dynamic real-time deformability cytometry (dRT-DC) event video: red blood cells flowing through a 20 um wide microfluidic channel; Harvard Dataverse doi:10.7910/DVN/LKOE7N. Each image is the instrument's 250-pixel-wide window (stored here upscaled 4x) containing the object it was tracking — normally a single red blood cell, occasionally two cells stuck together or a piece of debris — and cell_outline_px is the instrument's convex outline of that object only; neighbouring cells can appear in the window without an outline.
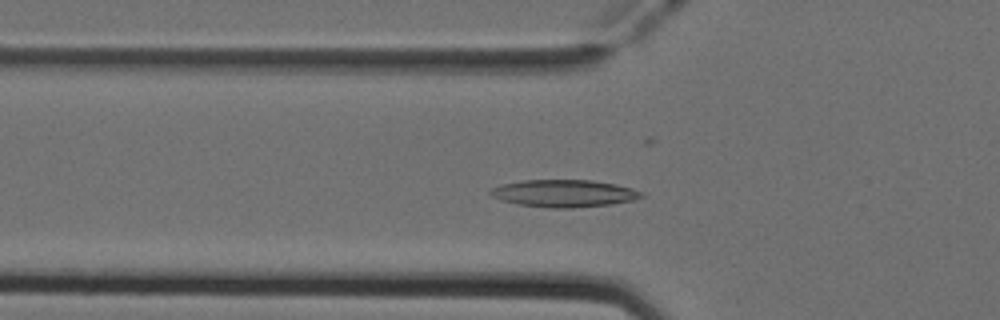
{"species": "Egyptian fruit bat (a non-hibernating species)", "species_latin": "Rousettus aegyptiacus", "temperature_condition": "cold", "stored_images_in_passage": 47, "camera_frame_rate_fps": 3000, "um_per_image_px": 0.085, "animal": {"sex": "female"}, "frame": {"image": 1, "passage_image": 12, "time_ms": 3.667, "image_size_px": [1000, 320], "cell_outline_px": [[644, 196], [632, 200], [612, 204], [572, 208], [552, 208], [516, 204], [500, 200], [492, 196], [488, 192], [492, 188], [500, 184], [524, 180], [592, 180], [616, 184], [632, 188], [644, 192]], "centroid_in_image_um": [47.93, 16.43], "position_along_channel_um": 77.9, "area_um2": 24.16}}
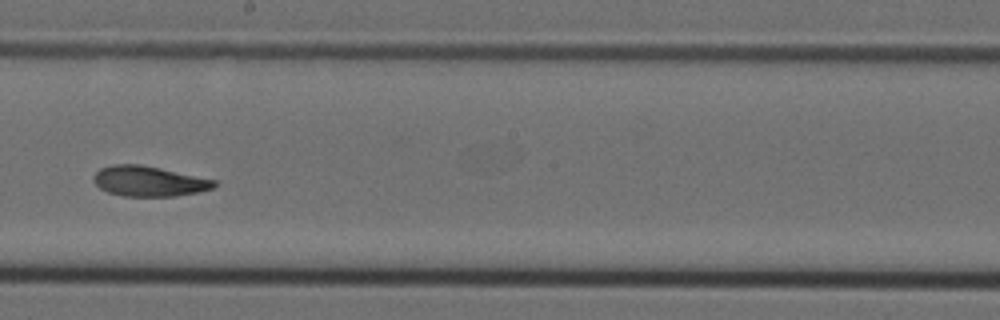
{"frame": {"image": 2, "passage_image": 24, "time_ms": 7.667, "image_size_px": [1000, 320], "cell_outline_px": [[216, 184], [212, 188], [196, 192], [176, 196], [124, 196], [108, 192], [100, 188], [92, 180], [92, 176], [100, 168], [112, 164], [140, 164], [160, 168], [216, 180]], "centroid_in_image_um": [12.61, 15.39], "position_along_channel_um": 235.6, "area_um2": 21.15}}
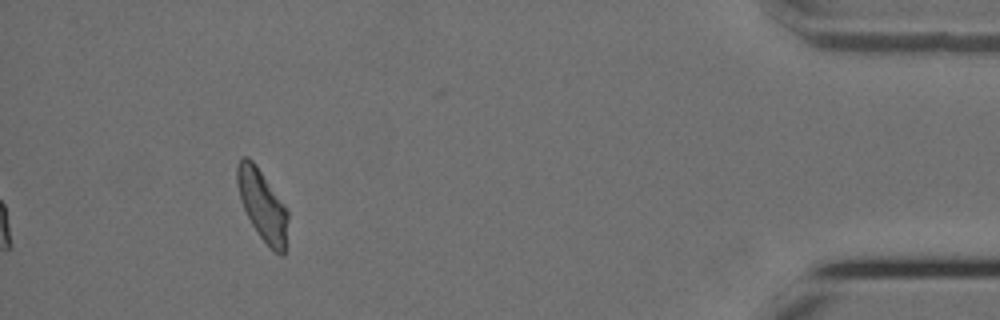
{"frame": {"image": 3, "passage_image": 42, "time_ms": 13.667, "image_size_px": [1000, 320], "cell_outline_px": [[288, 220], [284, 256], [280, 256], [260, 236], [252, 224], [240, 200], [236, 184], [236, 164], [244, 156], [248, 156], [256, 164], [284, 204], [288, 212]], "centroid_in_image_um": [22.29, 17.4], "position_along_channel_um": 412.9, "area_um2": 20.81}, "authors_computed_cell_mechanics": {"area_um2": 21.6172, "velocity_mm_per_s": 3.9296, "shape_relaxation_time_tau1_ms": 6.6757, "shape_relaxation_time_tau2_ms": 4.9558, "deformation_change_tau1": 0.2011, "deformation_change_tau2": 0.1194}}